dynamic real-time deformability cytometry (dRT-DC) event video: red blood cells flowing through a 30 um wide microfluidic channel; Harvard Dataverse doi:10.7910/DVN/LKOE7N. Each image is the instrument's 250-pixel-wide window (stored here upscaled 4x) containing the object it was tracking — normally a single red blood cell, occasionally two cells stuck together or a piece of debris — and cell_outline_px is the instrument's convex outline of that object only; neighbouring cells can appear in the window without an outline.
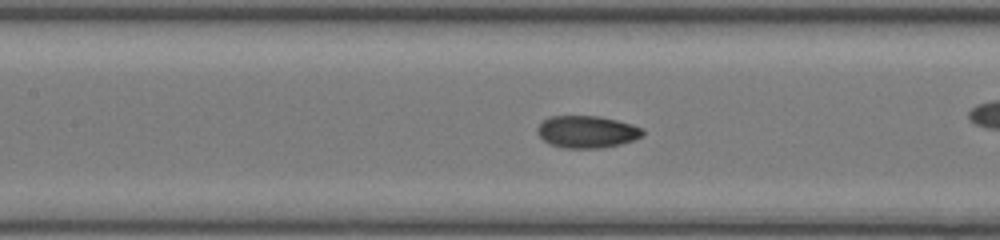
{"species": "common noctule bat (a hibernating species)", "species_latin": "Nyctalus noctula", "temperature_condition": "room temperature", "stored_images_in_passage": 47, "camera_frame_rate_fps": 3000, "um_per_image_px": 0.085, "animal": {"sex": "female", "body_mass_g": 17.0, "forearm_length_mm": 48.0}, "frame": {"image": 1, "passage_image": 21, "time_ms": 6.667, "image_size_px": [1000, 240], "cell_outline_px": [[644, 132], [640, 136], [632, 140], [620, 144], [600, 148], [564, 148], [548, 144], [536, 132], [536, 128], [544, 120], [552, 116], [600, 116], [632, 124], [644, 128]], "centroid_in_image_um": [49.87, 11.2], "position_along_channel_um": 157.5, "area_um2": 19.71}}
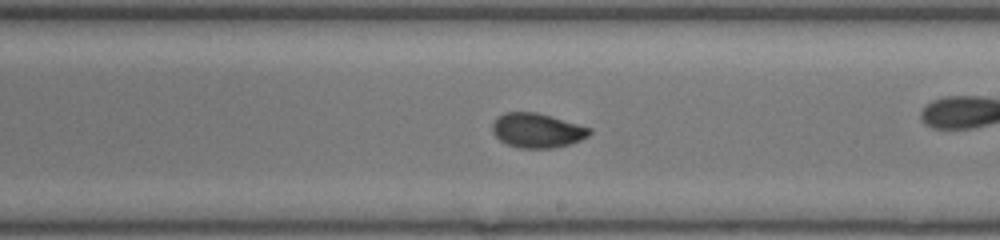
{"frame": {"image": 2, "passage_image": 27, "time_ms": 8.667, "image_size_px": [1000, 240], "cell_outline_px": [[592, 132], [588, 136], [580, 140], [568, 144], [552, 148], [516, 148], [500, 140], [492, 132], [492, 124], [496, 116], [504, 112], [536, 112], [552, 116], [592, 128]], "centroid_in_image_um": [45.64, 11.08], "position_along_channel_um": 243.4, "area_um2": 19.65}, "authors_computed_cell_mechanics": {"area_um2": 19.4208, "velocity_mm_per_s": 4.3093, "shape_relaxation_time_tau1_ms": 3.8632, "shape_relaxation_time_tau2_ms": 0.7732, "deformation_change_tau1": 0.1494, "deformation_change_tau2": 0.0449}}